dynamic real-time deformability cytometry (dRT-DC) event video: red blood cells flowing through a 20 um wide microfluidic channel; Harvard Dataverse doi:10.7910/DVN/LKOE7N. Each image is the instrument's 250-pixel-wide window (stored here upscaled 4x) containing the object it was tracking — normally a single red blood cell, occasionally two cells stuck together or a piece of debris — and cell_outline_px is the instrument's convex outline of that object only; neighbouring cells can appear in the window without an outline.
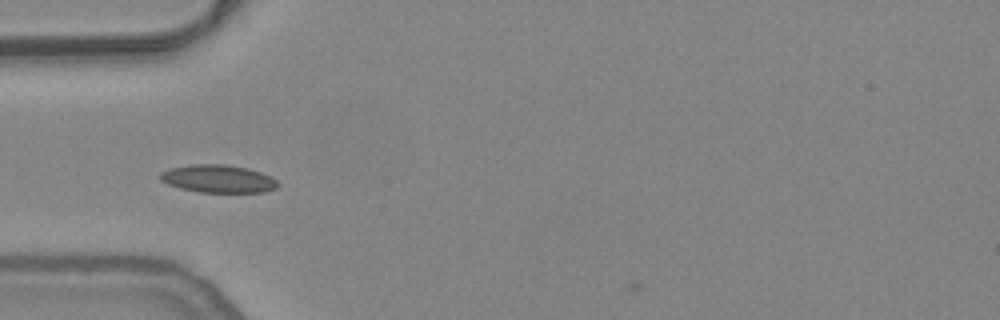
{"species": "common noctule bat (a hibernating species)", "species_latin": "Nyctalus noctula", "temperature_condition": "warm", "stored_images_in_passage": 38, "camera_frame_rate_fps": 3000, "um_per_image_px": 0.085, "animal": {"sex": "female", "body_mass_g": 24.6, "forearm_length_mm": 56.2}, "frame": {"image": 1, "passage_image": 1, "time_ms": 0.0, "image_size_px": [1000, 320], "cell_outline_px": [[280, 184], [276, 188], [264, 192], [200, 192], [180, 188], [168, 184], [160, 180], [156, 176], [160, 172], [168, 168], [192, 164], [224, 164], [248, 168], [260, 172], [276, 180]], "centroid_in_image_um": [18.49, 15.19], "position_along_channel_um": 66.5, "area_um2": 19.19}}
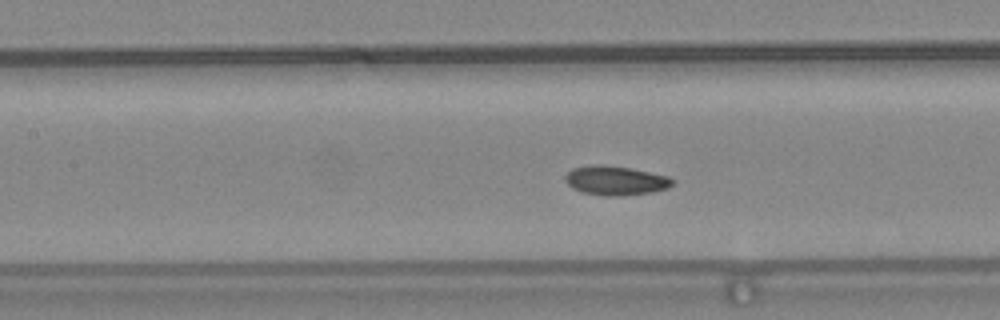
{"frame": {"image": 2, "passage_image": 8, "time_ms": 2.333, "image_size_px": [1000, 320], "cell_outline_px": [[672, 184], [668, 188], [652, 192], [620, 196], [604, 196], [580, 192], [572, 188], [564, 180], [564, 176], [572, 168], [592, 164], [600, 164], [632, 168], [668, 176], [672, 180]], "centroid_in_image_um": [52.27, 15.34], "position_along_channel_um": 155.1, "area_um2": 18.44}}
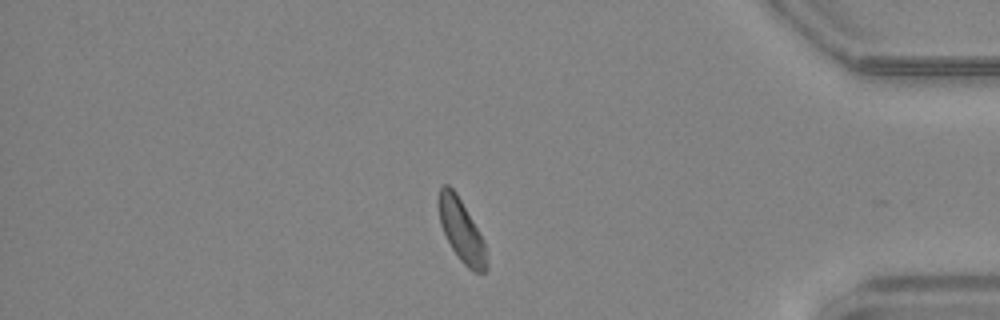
{"frame": {"image": 3, "passage_image": 30, "time_ms": 9.667, "image_size_px": [1000, 320], "cell_outline_px": [[488, 268], [484, 272], [472, 272], [460, 260], [452, 248], [440, 224], [440, 188], [444, 184], [448, 184], [456, 192], [472, 220], [484, 244], [488, 264]], "centroid_in_image_um": [39.24, 19.65], "position_along_channel_um": 396.0, "area_um2": 16.76}, "authors_computed_cell_mechanics": {"area_um2": 17.7446, "velocity_mm_per_s": 3.7641, "shape_relaxation_time_tau1_ms": 5.7644, "shape_relaxation_time_tau2_ms": null, "deformation_change_tau1": 0.0925, "deformation_change_tau2": null}}